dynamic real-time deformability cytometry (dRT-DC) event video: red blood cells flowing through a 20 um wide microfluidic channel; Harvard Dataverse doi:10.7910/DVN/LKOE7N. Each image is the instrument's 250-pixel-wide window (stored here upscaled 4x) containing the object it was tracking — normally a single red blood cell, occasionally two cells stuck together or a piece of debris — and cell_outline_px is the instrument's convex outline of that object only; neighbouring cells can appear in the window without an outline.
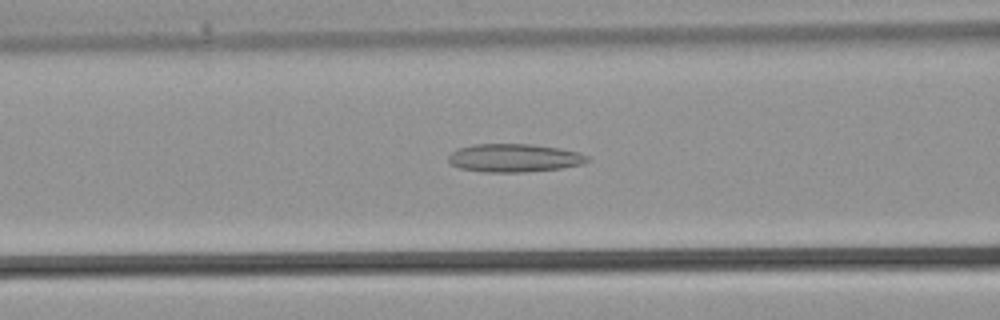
{"species": "common noctule bat (a hibernating species)", "species_latin": "Nyctalus noctula", "temperature_condition": "warm", "stored_images_in_passage": 35, "camera_frame_rate_fps": 3000, "um_per_image_px": 0.085, "animal": {"sex": "male", "body_mass_g": 21.5, "forearm_length_mm": 52.0}, "frame": {"image": 1, "passage_image": 14, "time_ms": 4.333, "image_size_px": [1000, 320], "cell_outline_px": [[588, 160], [584, 164], [560, 168], [524, 172], [484, 172], [460, 168], [452, 164], [448, 160], [448, 156], [456, 148], [472, 144], [532, 144], [560, 148], [580, 152], [588, 156]], "centroid_in_image_um": [43.7, 13.41], "position_along_channel_um": 122.9, "area_um2": 22.95}}
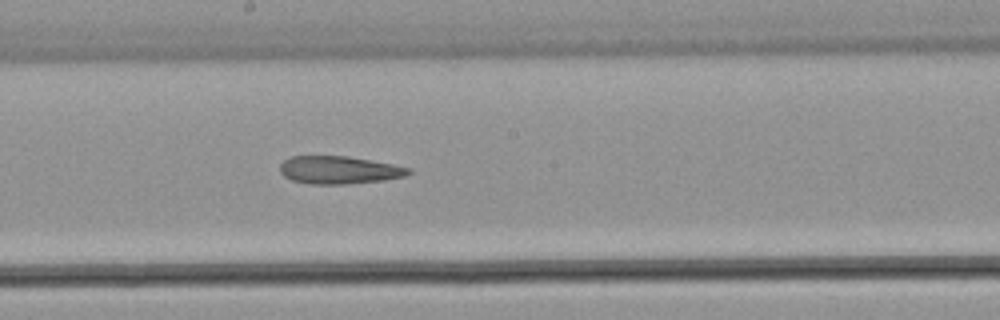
{"frame": {"image": 2, "passage_image": 19, "time_ms": 6.0, "image_size_px": [1000, 320], "cell_outline_px": [[412, 172], [404, 176], [384, 180], [348, 184], [308, 184], [292, 180], [284, 176], [280, 172], [280, 164], [284, 160], [292, 156], [348, 156], [392, 164], [412, 168]], "centroid_in_image_um": [28.82, 14.45], "position_along_channel_um": 219.4, "area_um2": 20.87}}
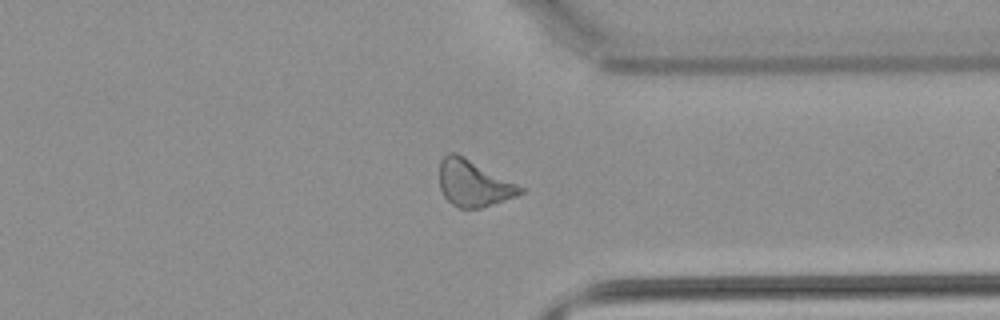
{"frame": {"image": 3, "passage_image": 27, "time_ms": 8.667, "image_size_px": [1000, 320], "cell_outline_px": [[524, 192], [516, 196], [480, 208], [460, 208], [452, 204], [444, 196], [440, 188], [440, 160], [448, 152], [456, 152], [464, 156], [524, 188]], "centroid_in_image_um": [40.22, 15.57], "position_along_channel_um": 371.2, "area_um2": 21.56}}